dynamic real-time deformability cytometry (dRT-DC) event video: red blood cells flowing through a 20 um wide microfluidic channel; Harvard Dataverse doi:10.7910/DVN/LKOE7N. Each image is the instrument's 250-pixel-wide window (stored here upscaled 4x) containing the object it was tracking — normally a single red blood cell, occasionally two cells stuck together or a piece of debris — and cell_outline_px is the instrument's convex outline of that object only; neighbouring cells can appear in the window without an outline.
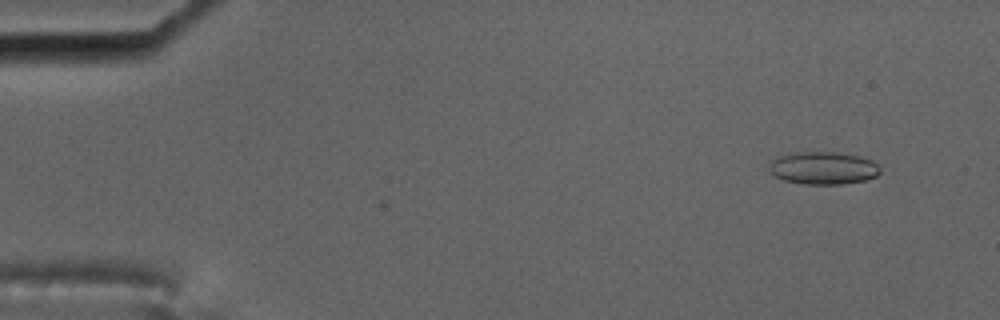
{"species": "common noctule bat (a hibernating species)", "species_latin": "Nyctalus noctula", "temperature_condition": "cold", "stored_images_in_passage": 16, "camera_frame_rate_fps": 3000, "um_per_image_px": 0.085, "animal": {"sex": "male", "body_mass_g": 17.5, "forearm_length_mm": 52.3}, "frame": {"image": 1, "passage_image": 5, "time_ms": 1.333, "image_size_px": [1000, 320], "cell_outline_px": [[880, 172], [876, 176], [864, 180], [844, 184], [804, 184], [784, 180], [776, 176], [768, 168], [768, 160], [776, 156], [788, 152], [836, 152], [860, 156], [872, 160], [880, 168]], "centroid_in_image_um": [69.92, 14.26], "position_along_channel_um": 15.1, "area_um2": 21.39}}